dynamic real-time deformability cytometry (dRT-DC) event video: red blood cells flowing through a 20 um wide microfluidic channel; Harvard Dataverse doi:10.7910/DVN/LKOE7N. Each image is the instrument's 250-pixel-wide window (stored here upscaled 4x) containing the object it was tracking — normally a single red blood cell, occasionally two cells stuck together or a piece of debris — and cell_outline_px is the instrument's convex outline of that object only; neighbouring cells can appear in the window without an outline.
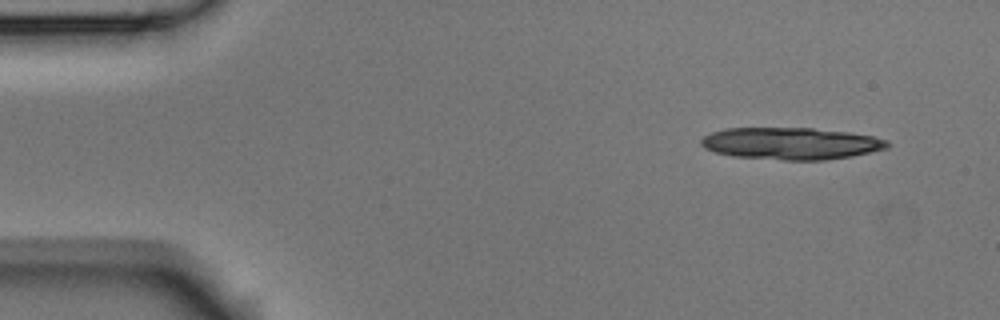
{"species": "Egyptian fruit bat (a non-hibernating species)", "species_latin": "Rousettus aegyptiacus", "temperature_condition": "room temperature", "stored_images_in_passage": 4, "camera_frame_rate_fps": 3000, "um_per_image_px": 0.085, "animal": {"sex": "male"}, "frame": {"image": 1, "passage_image": 1, "time_ms": 0.0, "image_size_px": [1000, 320], "cell_outline_px": [[892, 144], [888, 148], [852, 156], [824, 160], [784, 160], [732, 156], [716, 152], [704, 148], [700, 144], [700, 140], [704, 136], [712, 132], [724, 128], [812, 128], [848, 132], [872, 136], [888, 140]], "centroid_in_image_um": [67.24, 12.19], "position_along_channel_um": 17.8, "area_um2": 34.85}}
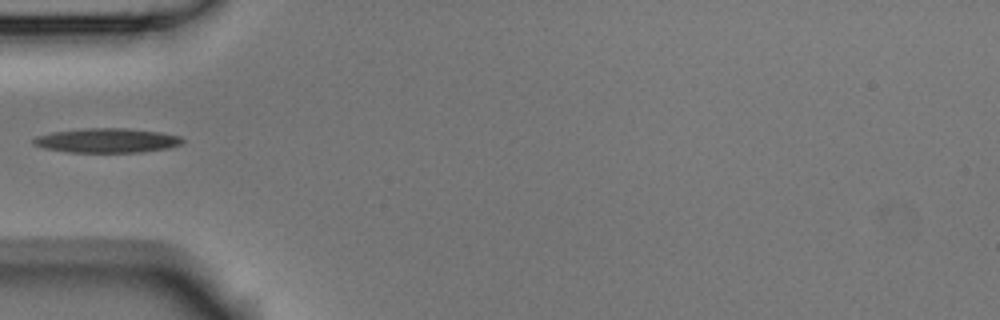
{"frame": {"image": 2, "passage_image": 4, "time_ms": 1.0, "image_size_px": [1000, 320], "cell_outline_px": [[184, 144], [168, 148], [144, 152], [68, 152], [44, 148], [32, 144], [32, 140], [36, 136], [52, 132], [88, 128], [128, 128], [160, 132], [180, 136], [184, 140]], "centroid_in_image_um": [9.12, 11.94], "position_along_channel_um": 75.9, "area_um2": 21.33}}